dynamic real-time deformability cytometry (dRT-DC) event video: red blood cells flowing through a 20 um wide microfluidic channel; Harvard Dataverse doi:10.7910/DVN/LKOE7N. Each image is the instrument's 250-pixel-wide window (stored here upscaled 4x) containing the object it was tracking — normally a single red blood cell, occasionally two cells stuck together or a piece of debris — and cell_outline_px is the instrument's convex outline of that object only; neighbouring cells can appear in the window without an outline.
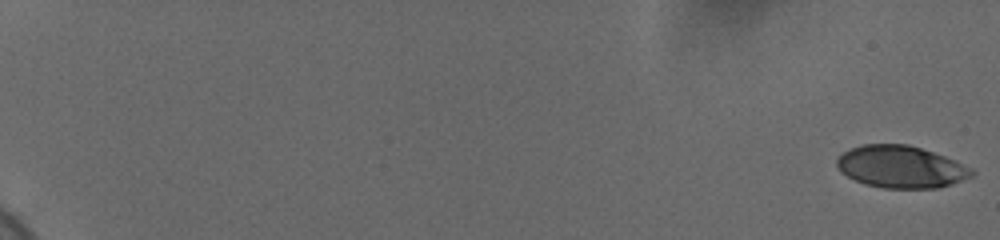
{"species": "human", "species_latin": "Homo sapiens", "temperature_condition": "cold", "stored_images_in_passage": 59, "camera_frame_rate_fps": 3000, "um_per_image_px": 0.085, "donor": {"sex": "female"}, "frame": {"image": 1, "passage_image": 1, "time_ms": 0.0, "image_size_px": [1000, 240], "cell_outline_px": [[976, 172], [972, 176], [952, 184], [936, 188], [884, 188], [864, 184], [840, 172], [836, 164], [836, 160], [848, 148], [864, 144], [908, 144], [956, 160], [972, 168]], "centroid_in_image_um": [76.58, 14.18], "position_along_channel_um": 8.4, "area_um2": 33.18}}
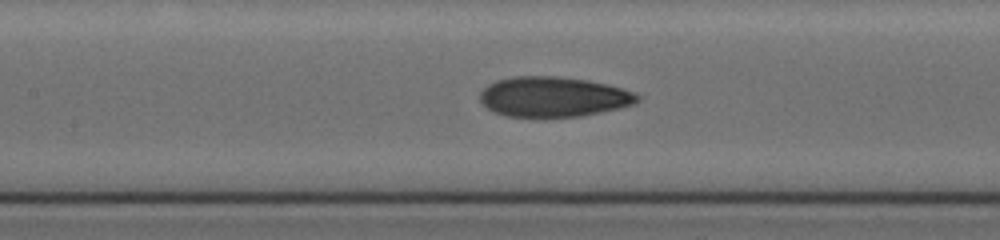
{"frame": {"image": 2, "passage_image": 32, "time_ms": 10.333, "image_size_px": [1000, 240], "cell_outline_px": [[640, 100], [636, 104], [620, 108], [580, 116], [544, 120], [504, 116], [492, 112], [480, 100], [480, 92], [488, 84], [496, 80], [512, 76], [556, 76], [588, 80], [608, 84], [636, 92], [640, 96]], "centroid_in_image_um": [47.03, 8.27], "position_along_channel_um": 160.4, "area_um2": 38.03}}
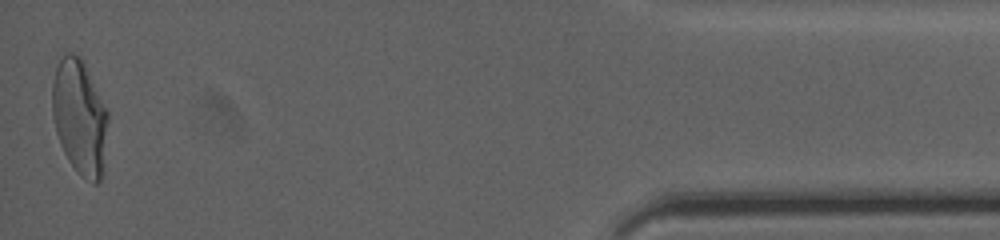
{"frame": {"image": 3, "passage_image": 59, "time_ms": 19.333, "image_size_px": [1000, 240], "cell_outline_px": [[108, 116], [100, 180], [96, 184], [92, 184], [80, 176], [76, 172], [68, 160], [60, 144], [56, 132], [52, 116], [52, 84], [56, 68], [60, 60], [68, 52], [80, 56], [84, 60], [108, 112]], "centroid_in_image_um": [6.75, 9.94], "position_along_channel_um": 428.5, "area_um2": 37.17}, "authors_computed_cell_mechanics": {"area_um2": 35.7204, "velocity_mm_per_s": 3.6895, "shape_relaxation_time_tau1_ms": 4.7969, "shape_relaxation_time_tau2_ms": 1.2745, "deformation_change_tau1": 0.1738, "deformation_change_tau2": 0.0764}}